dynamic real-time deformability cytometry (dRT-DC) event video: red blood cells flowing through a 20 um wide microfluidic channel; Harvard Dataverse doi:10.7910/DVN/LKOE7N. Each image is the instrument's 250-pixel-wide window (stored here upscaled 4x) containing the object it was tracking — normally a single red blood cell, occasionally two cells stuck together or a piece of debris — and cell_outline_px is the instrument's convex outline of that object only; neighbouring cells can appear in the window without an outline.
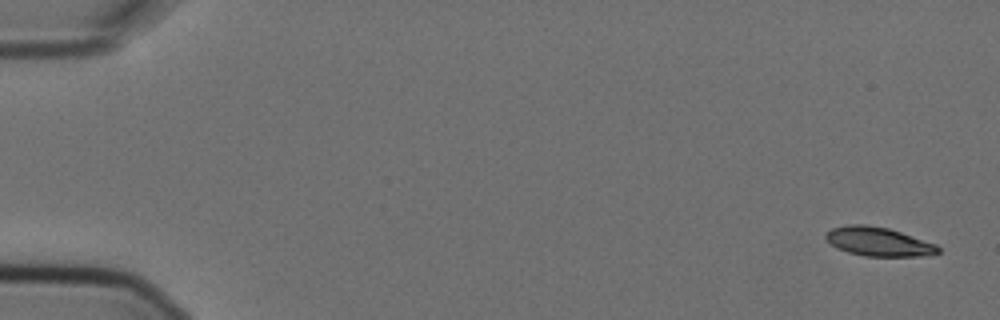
{"species": "Egyptian fruit bat (a non-hibernating species)", "species_latin": "Rousettus aegyptiacus", "temperature_condition": "cold", "stored_images_in_passage": 5, "camera_frame_rate_fps": 3000, "um_per_image_px": 0.085, "animal": {"sex": "female"}, "frame": {"image": 1, "passage_image": 1, "time_ms": 0.0, "image_size_px": [1000, 320], "cell_outline_px": [[940, 252], [928, 256], [864, 256], [848, 252], [836, 248], [824, 236], [832, 228], [848, 224], [864, 224], [888, 228], [936, 244], [940, 248]], "centroid_in_image_um": [74.68, 20.54], "position_along_channel_um": 10.3, "area_um2": 18.84}}
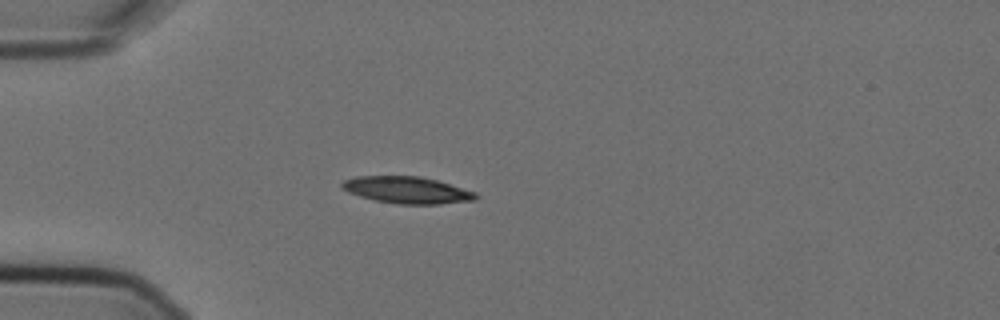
{"frame": {"image": 2, "passage_image": 5, "time_ms": 1.333, "image_size_px": [1000, 320], "cell_outline_px": [[476, 200], [440, 204], [396, 204], [376, 200], [360, 196], [348, 192], [340, 188], [340, 184], [344, 180], [356, 176], [420, 176], [436, 180], [476, 192]], "centroid_in_image_um": [34.57, 16.15], "position_along_channel_um": 50.4, "area_um2": 20.87}}